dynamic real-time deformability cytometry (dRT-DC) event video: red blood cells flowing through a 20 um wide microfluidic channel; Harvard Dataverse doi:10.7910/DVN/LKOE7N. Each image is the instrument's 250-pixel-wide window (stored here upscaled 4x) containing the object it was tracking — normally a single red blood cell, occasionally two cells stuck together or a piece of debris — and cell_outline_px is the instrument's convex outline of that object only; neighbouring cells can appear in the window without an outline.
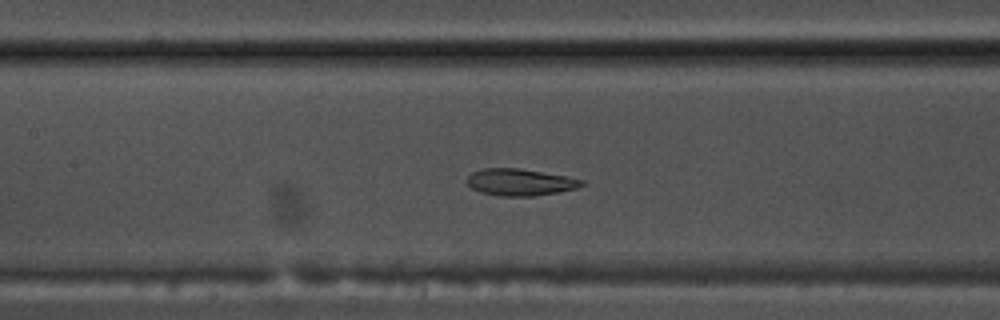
{"species": "common noctule bat (a hibernating species)", "species_latin": "Nyctalus noctula", "temperature_condition": "warm", "stored_images_in_passage": 53, "camera_frame_rate_fps": 3000, "um_per_image_px": 0.085, "animal": {"sex": "male", "body_mass_g": 17.5, "forearm_length_mm": 52.3}, "frame": {"image": 1, "passage_image": 23, "time_ms": 7.333, "image_size_px": [1000, 320], "cell_outline_px": [[584, 184], [576, 188], [560, 192], [532, 196], [500, 196], [480, 192], [472, 188], [468, 184], [468, 176], [472, 172], [484, 168], [520, 168], [568, 176], [584, 180]], "centroid_in_image_um": [44.23, 15.48], "position_along_channel_um": 163.2, "area_um2": 17.98}}
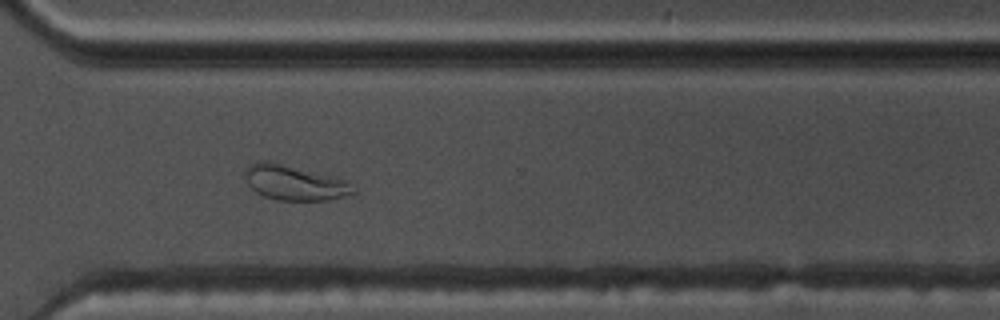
{"frame": {"image": 2, "passage_image": 38, "time_ms": 12.333, "image_size_px": [1000, 320], "cell_outline_px": [[356, 192], [344, 196], [328, 200], [276, 200], [264, 196], [256, 192], [248, 184], [244, 176], [244, 168], [252, 164], [264, 160], [344, 180]], "centroid_in_image_um": [24.94, 15.56], "position_along_channel_um": 345.7, "area_um2": 21.27}}
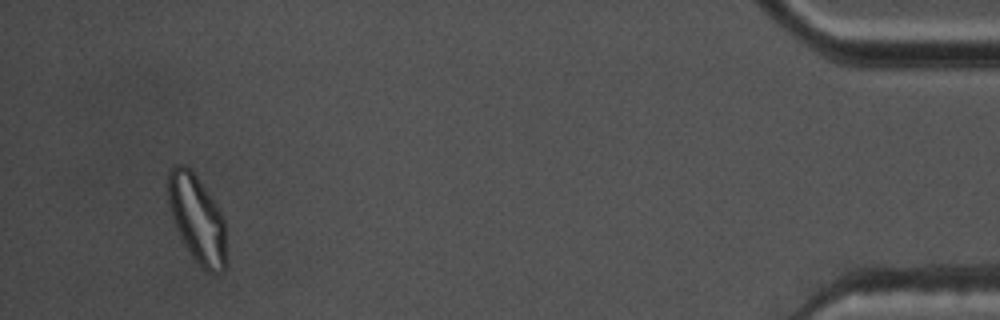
{"frame": {"image": 3, "passage_image": 50, "time_ms": 16.333, "image_size_px": [1000, 320], "cell_outline_px": [[228, 268], [220, 272], [208, 272], [192, 256], [184, 244], [176, 228], [168, 204], [168, 168], [176, 164], [184, 164], [196, 176], [216, 204], [224, 220]], "centroid_in_image_um": [16.76, 18.62], "position_along_channel_um": 418.4, "area_um2": 29.71}, "authors_computed_cell_mechanics": {"area_um2": 21.1548, "velocity_mm_per_s": 3.6559, "shape_relaxation_time_tau1_ms": null, "shape_relaxation_time_tau2_ms": 2.5997, "deformation_change_tau1": null, "deformation_change_tau2": 0.0745}}